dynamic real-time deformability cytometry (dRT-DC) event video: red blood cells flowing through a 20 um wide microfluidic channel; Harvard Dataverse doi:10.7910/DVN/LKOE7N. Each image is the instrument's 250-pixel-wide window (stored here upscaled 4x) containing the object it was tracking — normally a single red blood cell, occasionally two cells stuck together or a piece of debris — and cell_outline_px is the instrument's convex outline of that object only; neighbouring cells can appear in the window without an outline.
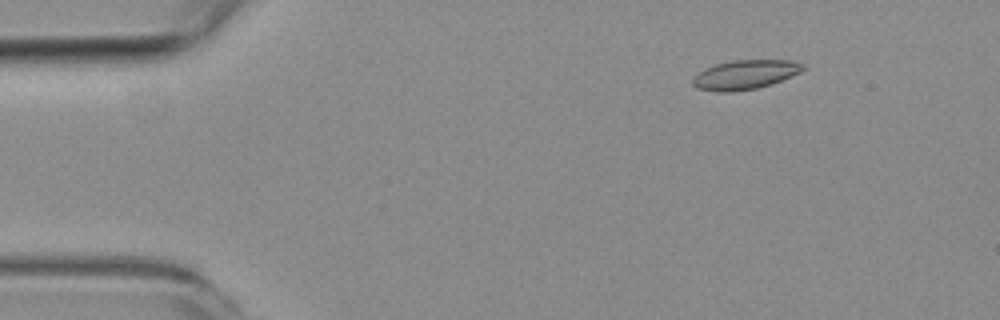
{"species": "common noctule bat (a hibernating species)", "species_latin": "Nyctalus noctula", "temperature_condition": "room temperature", "stored_images_in_passage": 6, "camera_frame_rate_fps": 3000, "um_per_image_px": 0.085, "animal": {"sex": "female", "body_mass_g": 19.3, "forearm_length_mm": 54.1}, "frame": {"image": 1, "passage_image": 2, "time_ms": 1.333, "image_size_px": [1000, 320], "cell_outline_px": [[808, 68], [800, 72], [780, 80], [756, 88], [732, 92], [716, 92], [696, 88], [692, 84], [692, 80], [704, 68], [716, 64], [732, 60], [792, 60], [804, 64]], "centroid_in_image_um": [63.33, 6.34], "position_along_channel_um": 21.7, "area_um2": 18.73}}
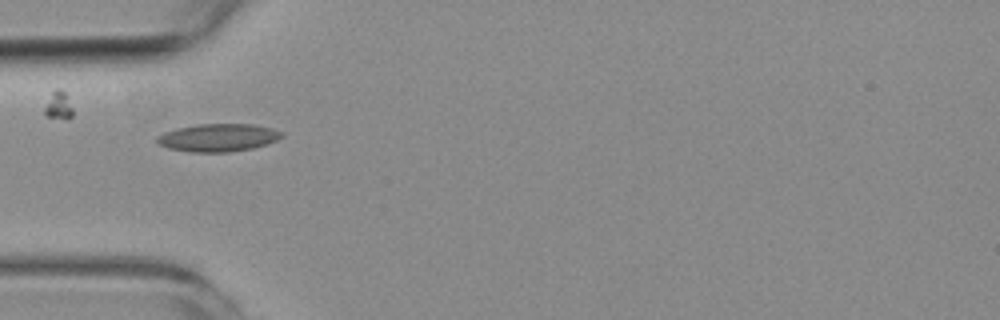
{"frame": {"image": 2, "passage_image": 5, "time_ms": 4.667, "image_size_px": [1000, 320], "cell_outline_px": [[284, 136], [268, 144], [252, 148], [228, 152], [192, 152], [168, 148], [160, 144], [156, 140], [156, 136], [164, 132], [176, 128], [200, 124], [252, 124], [272, 128], [284, 132]], "centroid_in_image_um": [18.56, 11.69], "position_along_channel_um": 66.4, "area_um2": 20.23}}
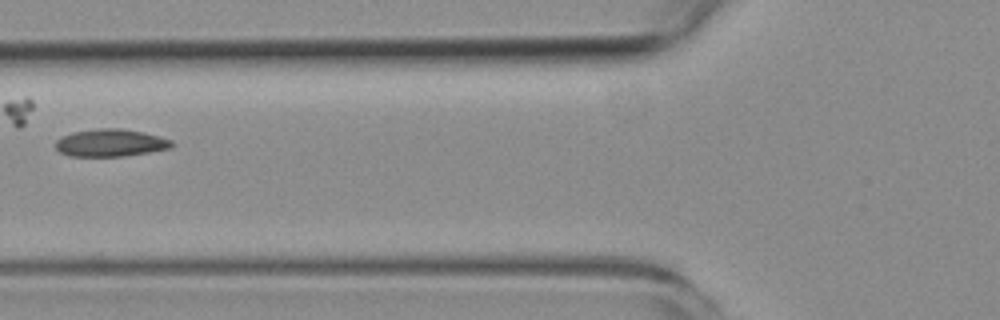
{"frame": {"image": 3, "passage_image": 6, "time_ms": 6.0, "image_size_px": [1000, 320], "cell_outline_px": [[172, 144], [168, 148], [148, 152], [124, 156], [68, 156], [60, 152], [56, 148], [56, 140], [72, 132], [96, 128], [120, 128], [160, 136], [172, 140]], "centroid_in_image_um": [9.35, 12.14], "position_along_channel_um": 116.4, "area_um2": 18.38}}